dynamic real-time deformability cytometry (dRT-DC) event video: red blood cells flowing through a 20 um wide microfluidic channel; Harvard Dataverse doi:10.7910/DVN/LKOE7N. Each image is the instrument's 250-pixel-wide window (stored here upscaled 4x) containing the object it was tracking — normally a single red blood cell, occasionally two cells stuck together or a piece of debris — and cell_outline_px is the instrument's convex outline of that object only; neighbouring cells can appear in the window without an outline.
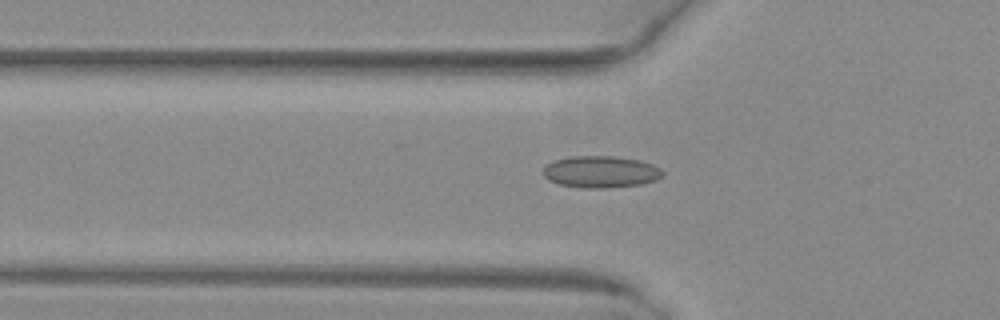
{"species": "common noctule bat (a hibernating species)", "species_latin": "Nyctalus noctula", "temperature_condition": "warm", "stored_images_in_passage": 41, "camera_frame_rate_fps": 3000, "um_per_image_px": 0.085, "animal": {"sex": "female", "body_mass_g": 29.2, "forearm_length_mm": 56.3}, "frame": {"image": 1, "passage_image": 7, "time_ms": 2.0, "image_size_px": [1000, 320], "cell_outline_px": [[664, 176], [656, 180], [640, 184], [604, 188], [584, 188], [560, 184], [548, 180], [544, 176], [544, 168], [552, 160], [568, 156], [612, 156], [640, 160], [652, 164], [660, 168], [664, 172]], "centroid_in_image_um": [51.07, 14.6], "position_along_channel_um": 74.7, "area_um2": 22.2}}
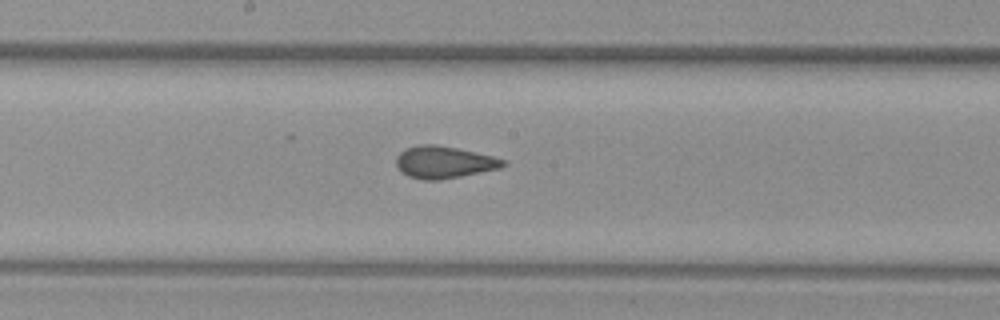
{"frame": {"image": 2, "passage_image": 17, "time_ms": 5.333, "image_size_px": [1000, 320], "cell_outline_px": [[508, 164], [500, 168], [440, 180], [424, 180], [408, 176], [400, 172], [396, 168], [396, 156], [404, 148], [420, 144], [436, 144], [456, 148], [492, 156], [504, 160]], "centroid_in_image_um": [37.68, 13.78], "position_along_channel_um": 210.5, "area_um2": 20.06}}
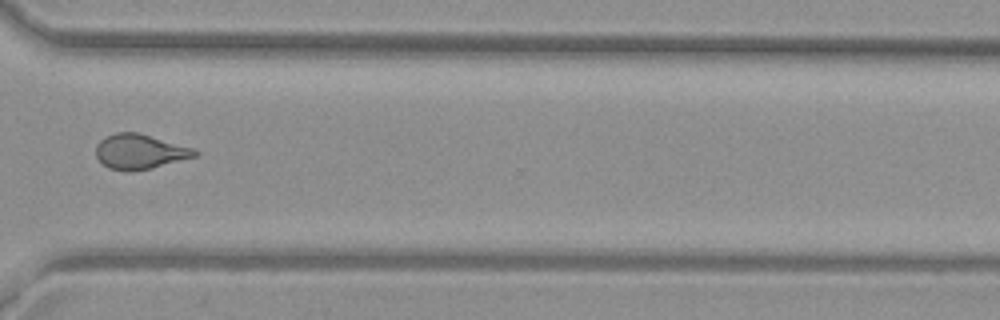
{"frame": {"image": 3, "passage_image": 28, "time_ms": 9.0, "image_size_px": [1000, 320], "cell_outline_px": [[200, 152], [196, 156], [152, 168], [132, 172], [128, 172], [108, 168], [96, 156], [96, 144], [104, 136], [116, 132], [140, 132], [192, 148]], "centroid_in_image_um": [11.86, 12.88], "position_along_channel_um": 358.7, "area_um2": 20.23}, "authors_computed_cell_mechanics": {"area_um2": 20.1144, "velocity_mm_per_s": 4.0494, "shape_relaxation_time_tau1_ms": null, "shape_relaxation_time_tau2_ms": 1.1093, "deformation_change_tau1": null, "deformation_change_tau2": 0.0809}}